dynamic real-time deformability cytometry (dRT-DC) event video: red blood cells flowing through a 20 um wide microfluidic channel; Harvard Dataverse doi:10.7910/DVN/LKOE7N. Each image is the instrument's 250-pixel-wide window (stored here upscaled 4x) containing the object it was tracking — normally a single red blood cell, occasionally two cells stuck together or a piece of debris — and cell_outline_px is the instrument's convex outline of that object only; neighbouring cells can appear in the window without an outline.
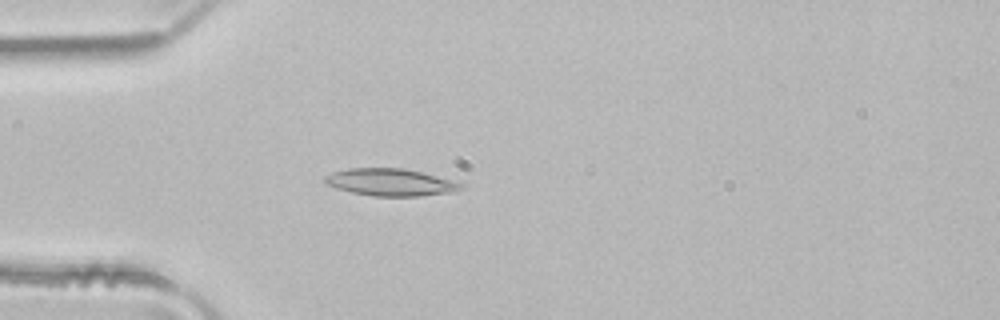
{"species": "common noctule bat (a hibernating species)", "species_latin": "Nyctalus noctula", "temperature_condition": "room temperature", "stored_images_in_passage": 4, "camera_frame_rate_fps": 3000, "um_per_image_px": 0.085, "animal": {"sex": "male", "body_mass_g": 21.5, "forearm_length_mm": 52.0}, "frame": {"image": 1, "passage_image": 4, "time_ms": 1.0, "image_size_px": [1000, 320], "cell_outline_px": [[464, 188], [452, 192], [420, 196], [372, 196], [352, 192], [336, 188], [328, 184], [324, 180], [324, 176], [332, 172], [348, 168], [404, 168], [452, 180], [464, 184]], "centroid_in_image_um": [33.19, 15.49], "position_along_channel_um": 51.8, "area_um2": 21.5}}